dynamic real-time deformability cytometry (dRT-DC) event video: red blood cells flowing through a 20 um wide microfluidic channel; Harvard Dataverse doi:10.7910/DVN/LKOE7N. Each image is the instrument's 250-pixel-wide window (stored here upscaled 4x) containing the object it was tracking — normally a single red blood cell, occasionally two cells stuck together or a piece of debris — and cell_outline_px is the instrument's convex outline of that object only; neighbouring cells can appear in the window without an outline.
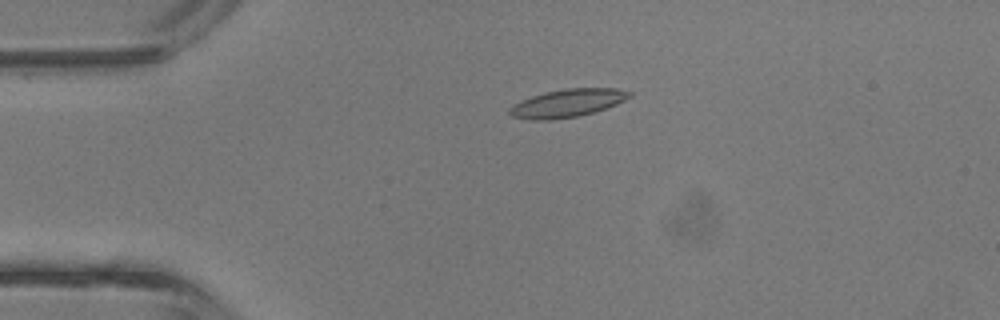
{"species": "common noctule bat (a hibernating species)", "species_latin": "Nyctalus noctula", "temperature_condition": "room temperature", "stored_images_in_passage": 20, "camera_frame_rate_fps": 3000, "um_per_image_px": 0.085, "animal": {"sex": "male", "body_mass_g": 13.3}, "frame": {"image": 1, "passage_image": 3, "time_ms": 0.667, "image_size_px": [1000, 320], "cell_outline_px": [[632, 96], [616, 104], [580, 116], [552, 120], [532, 120], [512, 116], [508, 112], [508, 108], [512, 104], [520, 100], [544, 92], [564, 88], [616, 88], [632, 92]], "centroid_in_image_um": [48.19, 8.76], "position_along_channel_um": 36.8, "area_um2": 19.65}}
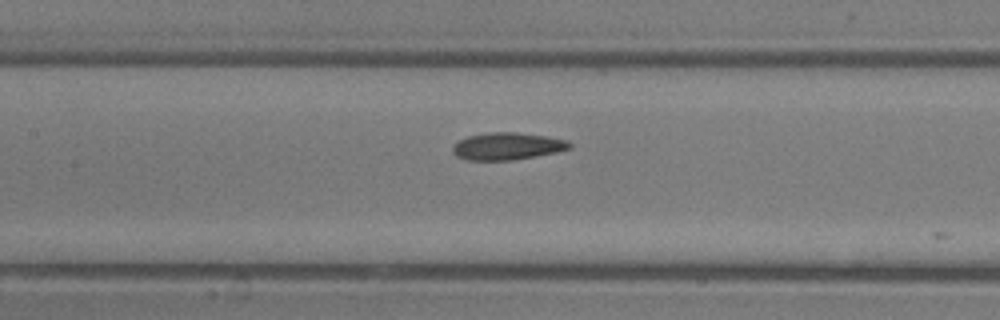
{"frame": {"image": 2, "passage_image": 13, "time_ms": 4.0, "image_size_px": [1000, 320], "cell_outline_px": [[572, 148], [556, 152], [536, 156], [512, 160], [468, 160], [456, 156], [452, 152], [452, 144], [468, 136], [488, 132], [516, 132], [544, 136], [568, 140], [572, 144]], "centroid_in_image_um": [43.11, 12.43], "position_along_channel_um": 164.3, "area_um2": 18.61}}
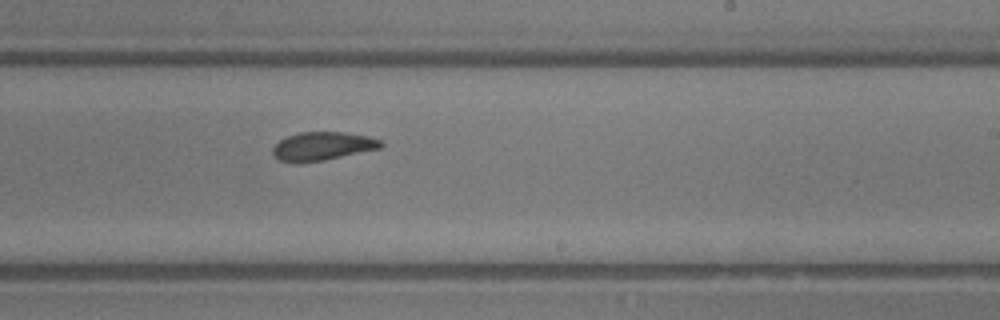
{"frame": {"image": 3, "passage_image": 19, "time_ms": 6.0, "image_size_px": [1000, 320], "cell_outline_px": [[384, 144], [380, 148], [324, 160], [300, 164], [292, 164], [280, 160], [272, 152], [272, 148], [280, 140], [288, 136], [300, 132], [344, 132], [368, 136], [380, 140]], "centroid_in_image_um": [27.38, 12.44], "position_along_channel_um": 261.6, "area_um2": 17.98}}